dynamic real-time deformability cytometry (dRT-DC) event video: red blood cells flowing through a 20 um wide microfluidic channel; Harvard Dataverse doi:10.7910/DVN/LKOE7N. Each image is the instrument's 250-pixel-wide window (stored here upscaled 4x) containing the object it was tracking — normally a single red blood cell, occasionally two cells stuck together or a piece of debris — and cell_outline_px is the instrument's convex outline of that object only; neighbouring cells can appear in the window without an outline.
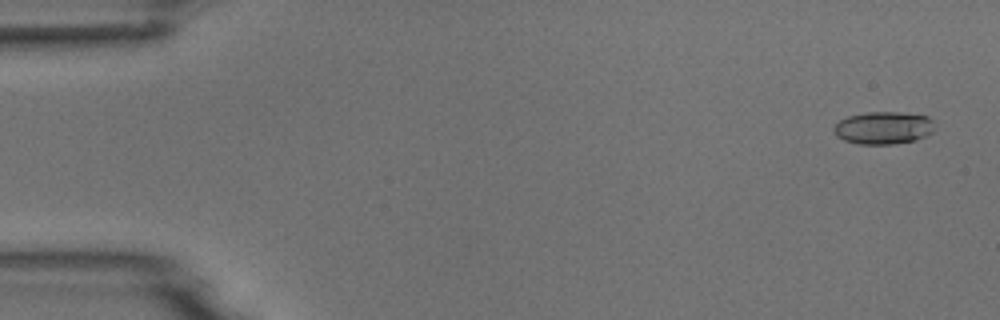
{"species": "common noctule bat (a hibernating species)", "species_latin": "Nyctalus noctula", "temperature_condition": "room temperature", "stored_images_in_passage": 5, "camera_frame_rate_fps": 3000, "um_per_image_px": 0.085, "animal": {"sex": "male", "body_mass_g": 18.8}, "frame": {"image": 1, "passage_image": 1, "time_ms": 0.0, "image_size_px": [1000, 320], "cell_outline_px": [[932, 132], [916, 140], [892, 144], [860, 144], [844, 140], [836, 136], [832, 128], [840, 120], [848, 116], [868, 112], [900, 112], [928, 116], [932, 120]], "centroid_in_image_um": [75.06, 10.86], "position_along_channel_um": 9.9, "area_um2": 19.02}}
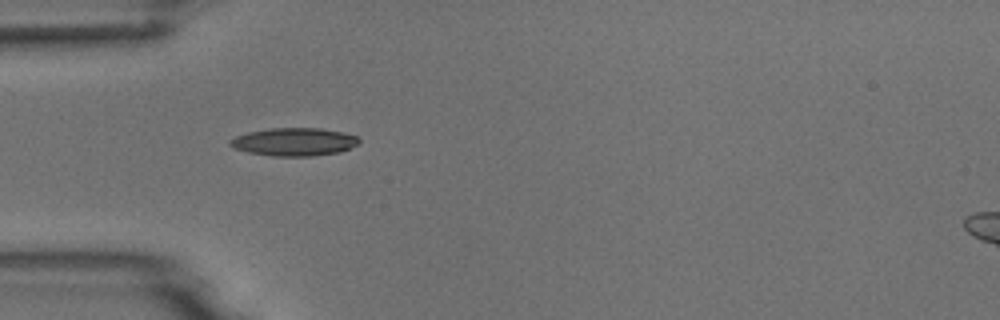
{"frame": {"image": 2, "passage_image": 5, "time_ms": 4.667, "image_size_px": [1000, 320], "cell_outline_px": [[360, 140], [356, 144], [340, 152], [312, 156], [272, 156], [248, 152], [232, 148], [228, 144], [228, 140], [236, 136], [248, 132], [268, 128], [320, 128], [340, 132], [356, 136]], "centroid_in_image_um": [24.93, 12.06], "position_along_channel_um": 60.1, "area_um2": 20.98}}